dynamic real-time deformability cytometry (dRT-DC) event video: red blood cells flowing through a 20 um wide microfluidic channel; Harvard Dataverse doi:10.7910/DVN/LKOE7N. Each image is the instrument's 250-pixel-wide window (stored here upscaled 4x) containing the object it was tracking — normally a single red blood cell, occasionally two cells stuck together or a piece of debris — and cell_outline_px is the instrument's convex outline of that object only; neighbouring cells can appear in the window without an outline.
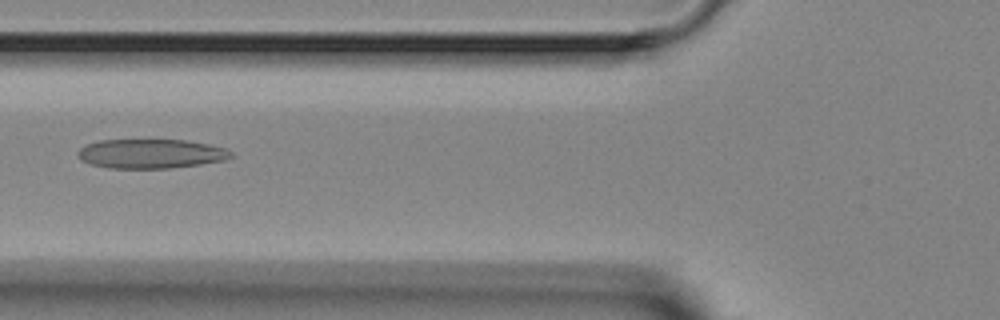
{"species": "Egyptian fruit bat (a non-hibernating species)", "species_latin": "Rousettus aegyptiacus", "temperature_condition": "room temperature", "stored_images_in_passage": 3, "camera_frame_rate_fps": 3000, "um_per_image_px": 0.085, "animal": {"sex": "female"}, "frame": {"image": 1, "passage_image": 2, "time_ms": 1.333, "image_size_px": [1000, 320], "cell_outline_px": [[236, 156], [224, 160], [200, 164], [168, 168], [108, 168], [92, 164], [80, 160], [76, 152], [84, 144], [100, 140], [188, 140], [208, 144], [224, 148], [232, 152]], "centroid_in_image_um": [12.81, 13.06], "position_along_channel_um": 113.0, "area_um2": 26.24}}
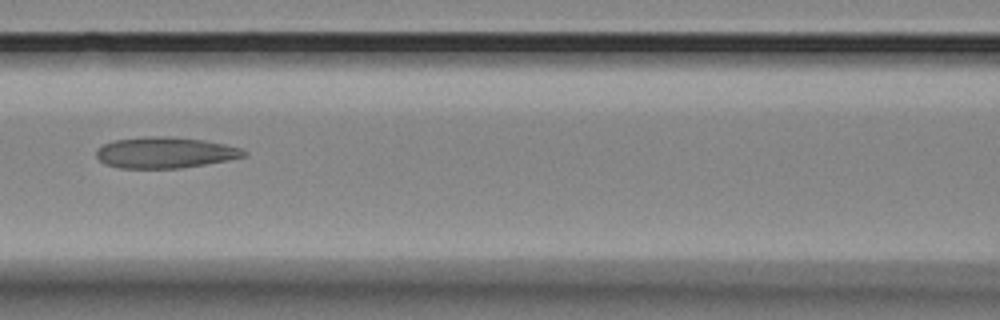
{"frame": {"image": 2, "passage_image": 3, "time_ms": 2.333, "image_size_px": [1000, 320], "cell_outline_px": [[248, 156], [228, 160], [180, 168], [120, 168], [104, 164], [96, 156], [96, 148], [112, 140], [144, 136], [160, 136], [204, 140], [224, 144], [240, 148], [248, 152]], "centroid_in_image_um": [14.01, 12.97], "position_along_channel_um": 152.6, "area_um2": 26.76}}